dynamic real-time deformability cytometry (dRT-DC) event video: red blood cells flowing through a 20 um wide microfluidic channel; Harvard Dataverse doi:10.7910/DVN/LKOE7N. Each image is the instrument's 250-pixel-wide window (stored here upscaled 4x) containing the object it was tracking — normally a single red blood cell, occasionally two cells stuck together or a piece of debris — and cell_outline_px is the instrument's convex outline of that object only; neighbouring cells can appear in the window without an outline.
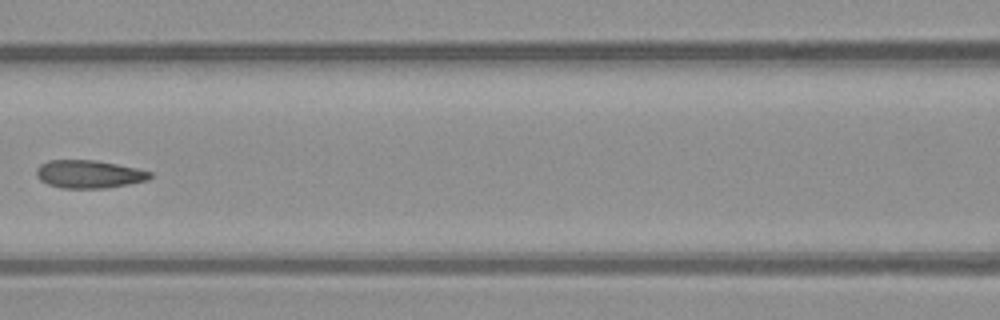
{"species": "common noctule bat (a hibernating species)", "species_latin": "Nyctalus noctula", "temperature_condition": "warm", "stored_images_in_passage": 4, "camera_frame_rate_fps": 3000, "um_per_image_px": 0.085, "animal": {"sex": "male", "body_mass_g": 23.1, "forearm_length_mm": 52.7}, "frame": {"image": 1, "passage_image": 4, "time_ms": 4.667, "image_size_px": [1000, 320], "cell_outline_px": [[152, 176], [148, 180], [128, 184], [104, 188], [64, 188], [48, 184], [40, 180], [36, 176], [36, 168], [40, 164], [48, 160], [96, 160], [136, 168], [152, 172]], "centroid_in_image_um": [7.54, 14.79], "position_along_channel_um": 159.1, "area_um2": 18.5}}